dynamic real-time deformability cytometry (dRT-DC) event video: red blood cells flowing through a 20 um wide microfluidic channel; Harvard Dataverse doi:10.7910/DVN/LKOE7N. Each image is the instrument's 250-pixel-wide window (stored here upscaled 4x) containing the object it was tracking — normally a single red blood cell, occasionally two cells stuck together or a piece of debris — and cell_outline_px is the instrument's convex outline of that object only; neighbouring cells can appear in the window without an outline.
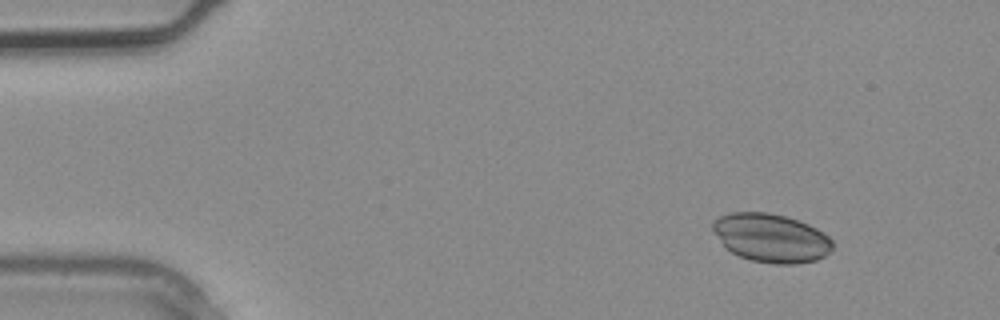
{"species": "common noctule bat (a hibernating species)", "species_latin": "Nyctalus noctula", "temperature_condition": "warm", "stored_images_in_passage": 2, "camera_frame_rate_fps": 3000, "um_per_image_px": 0.085, "animal": {"sex": "male", "body_mass_g": 20.4}, "frame": {"image": 1, "passage_image": 1, "time_ms": 0.0, "image_size_px": [1000, 320], "cell_outline_px": [[832, 248], [824, 256], [816, 260], [796, 264], [776, 264], [752, 260], [740, 256], [732, 252], [720, 240], [712, 228], [712, 220], [720, 216], [732, 212], [768, 212], [784, 216], [808, 224], [816, 228], [828, 236], [832, 240]], "centroid_in_image_um": [65.54, 20.22], "position_along_channel_um": 19.5, "area_um2": 33.58}}